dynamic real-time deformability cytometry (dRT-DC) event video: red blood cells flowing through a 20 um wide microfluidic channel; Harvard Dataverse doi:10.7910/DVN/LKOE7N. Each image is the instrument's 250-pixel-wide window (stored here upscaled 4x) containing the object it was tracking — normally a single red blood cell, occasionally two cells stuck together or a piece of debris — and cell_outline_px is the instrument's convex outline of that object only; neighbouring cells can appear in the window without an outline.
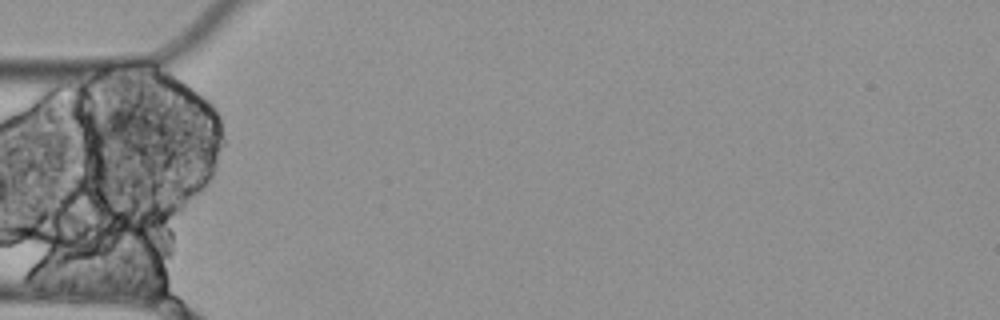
{"species": "Egyptian fruit bat (a non-hibernating species)", "species_latin": "Rousettus aegyptiacus", "temperature_condition": "cold", "stored_images_in_passage": 3, "camera_frame_rate_fps": 3000, "um_per_image_px": 0.085, "animal": {"sex": "female"}, "frame": {"image": 1, "passage_image": 2, "time_ms": 0.333, "image_size_px": [1000, 320], "cell_outline_px": [[152, 132], [148, 136], [140, 140], [112, 140], [96, 136], [88, 116], [88, 112], [112, 108], [124, 108], [148, 116], [152, 120]], "centroid_in_image_um": [10.24, 10.57], "position_along_channel_um": 74.8, "area_um2": 12.14}}